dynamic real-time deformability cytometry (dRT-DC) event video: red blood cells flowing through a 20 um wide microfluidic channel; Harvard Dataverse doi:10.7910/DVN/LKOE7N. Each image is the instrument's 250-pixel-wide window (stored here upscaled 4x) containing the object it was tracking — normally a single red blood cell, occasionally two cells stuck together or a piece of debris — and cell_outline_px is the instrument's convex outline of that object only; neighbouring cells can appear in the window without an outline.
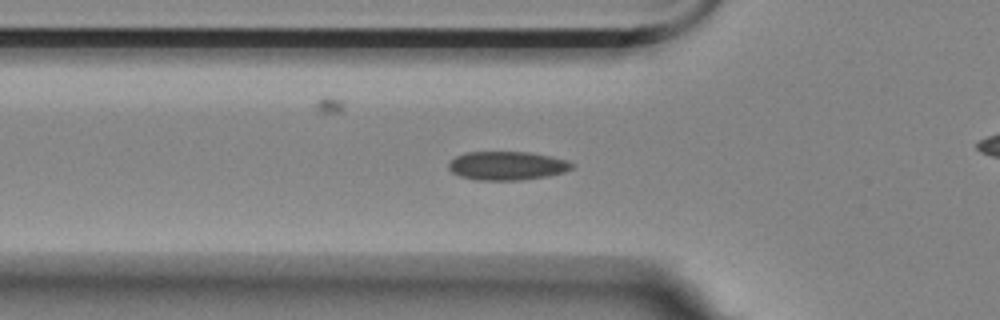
{"species": "Egyptian fruit bat (a non-hibernating species)", "species_latin": "Rousettus aegyptiacus", "temperature_condition": "room temperature", "stored_images_in_passage": 37, "camera_frame_rate_fps": 3000, "um_per_image_px": 0.085, "animal": {"sex": "female"}, "frame": {"image": 1, "passage_image": 2, "time_ms": 0.333, "image_size_px": [1000, 320], "cell_outline_px": [[572, 168], [564, 172], [548, 176], [524, 180], [476, 180], [460, 176], [452, 172], [448, 168], [448, 164], [456, 156], [464, 152], [528, 152], [548, 156], [564, 160], [572, 164]], "centroid_in_image_um": [43.05, 14.09], "position_along_channel_um": 82.7, "area_um2": 20.46}}
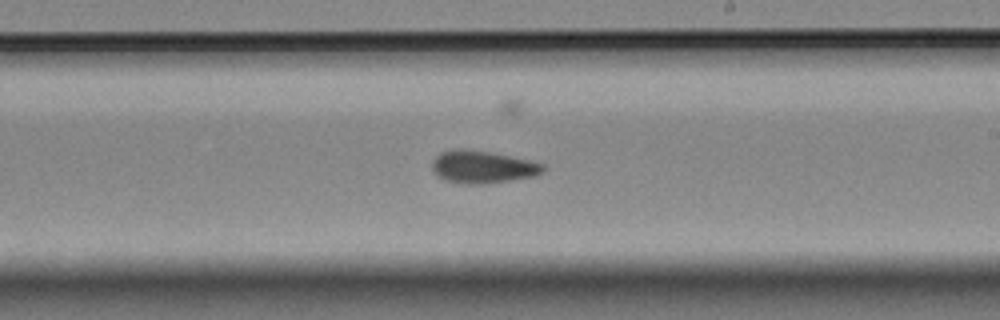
{"frame": {"image": 2, "passage_image": 16, "time_ms": 5.0, "image_size_px": [1000, 320], "cell_outline_px": [[544, 168], [540, 172], [532, 176], [488, 184], [464, 184], [444, 180], [432, 172], [432, 160], [440, 152], [460, 148], [488, 152], [528, 160], [544, 164]], "centroid_in_image_um": [40.94, 14.2], "position_along_channel_um": 248.1, "area_um2": 20.81}}
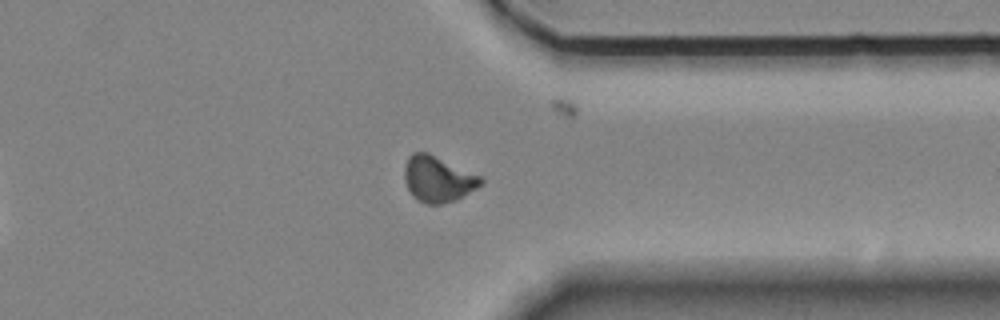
{"frame": {"image": 3, "passage_image": 27, "time_ms": 8.667, "image_size_px": [1000, 320], "cell_outline_px": [[484, 184], [456, 200], [440, 204], [428, 204], [416, 200], [412, 196], [404, 180], [404, 168], [408, 156], [412, 152], [428, 152], [484, 176]], "centroid_in_image_um": [37.26, 15.2], "position_along_channel_um": 374.1, "area_um2": 20.92}}